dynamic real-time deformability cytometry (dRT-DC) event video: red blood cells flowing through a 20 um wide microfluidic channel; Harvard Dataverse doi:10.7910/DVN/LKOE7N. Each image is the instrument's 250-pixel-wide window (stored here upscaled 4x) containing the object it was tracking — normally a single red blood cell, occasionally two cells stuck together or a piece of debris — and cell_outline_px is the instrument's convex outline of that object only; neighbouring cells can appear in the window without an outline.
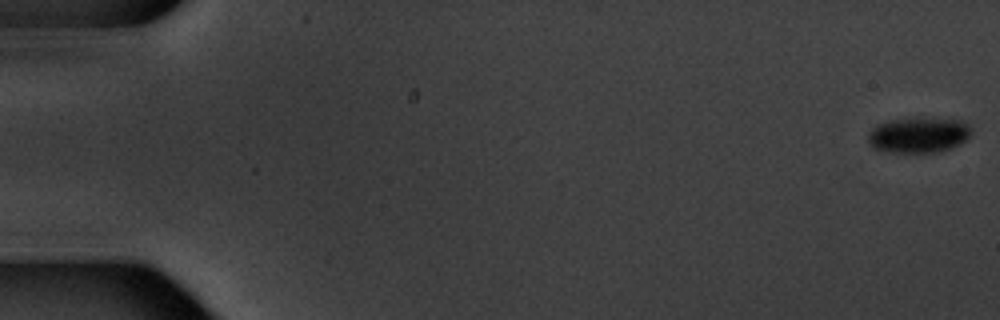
{"species": "common noctule bat (a hibernating species)", "species_latin": "Nyctalus noctula", "temperature_condition": "warm", "stored_images_in_passage": 7, "camera_frame_rate_fps": 3000, "um_per_image_px": 0.085, "animal": {"sex": "male", "body_mass_g": 20.1, "forearm_length_mm": 53.5}, "frame": {"image": 1, "passage_image": 1, "time_ms": 0.0, "image_size_px": [1000, 320], "cell_outline_px": [[972, 128], [968, 136], [964, 140], [948, 148], [936, 152], [892, 152], [876, 148], [868, 140], [868, 132], [872, 128], [880, 124], [892, 120], [960, 120], [968, 124]], "centroid_in_image_um": [78.06, 11.5], "position_along_channel_um": 6.9, "area_um2": 20.17}}
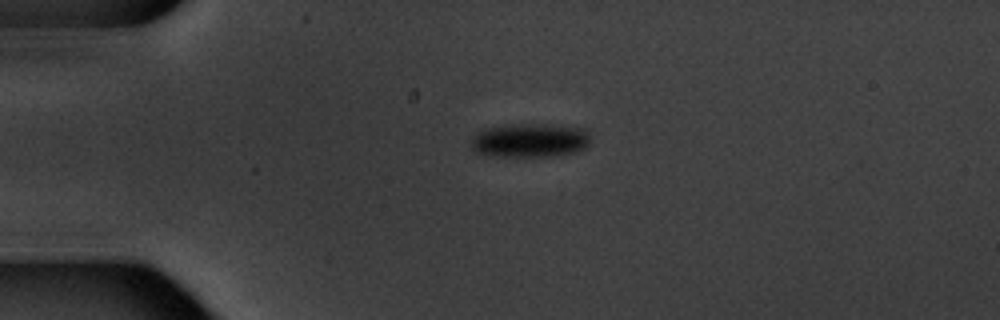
{"frame": {"image": 2, "passage_image": 5, "time_ms": 4.667, "image_size_px": [1000, 320], "cell_outline_px": [[588, 144], [584, 148], [576, 152], [560, 156], [496, 156], [476, 152], [472, 148], [472, 136], [476, 132], [484, 128], [508, 124], [544, 124], [584, 128], [588, 132]], "centroid_in_image_um": [45.03, 11.92], "position_along_channel_um": 40.0, "area_um2": 23.76}}
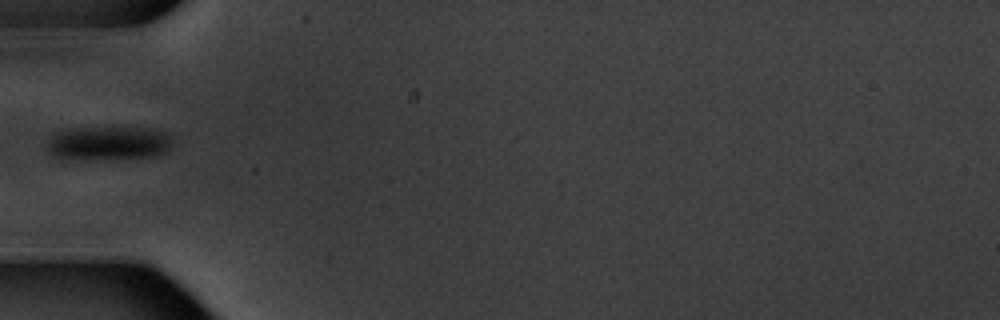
{"frame": {"image": 3, "passage_image": 7, "time_ms": 6.667, "image_size_px": [1000, 320], "cell_outline_px": [[172, 144], [164, 152], [156, 156], [112, 160], [56, 156], [48, 152], [44, 144], [56, 132], [76, 128], [112, 124], [148, 128], [168, 132], [172, 140]], "centroid_in_image_um": [9.26, 12.11], "position_along_channel_um": 75.7, "area_um2": 25.78}}